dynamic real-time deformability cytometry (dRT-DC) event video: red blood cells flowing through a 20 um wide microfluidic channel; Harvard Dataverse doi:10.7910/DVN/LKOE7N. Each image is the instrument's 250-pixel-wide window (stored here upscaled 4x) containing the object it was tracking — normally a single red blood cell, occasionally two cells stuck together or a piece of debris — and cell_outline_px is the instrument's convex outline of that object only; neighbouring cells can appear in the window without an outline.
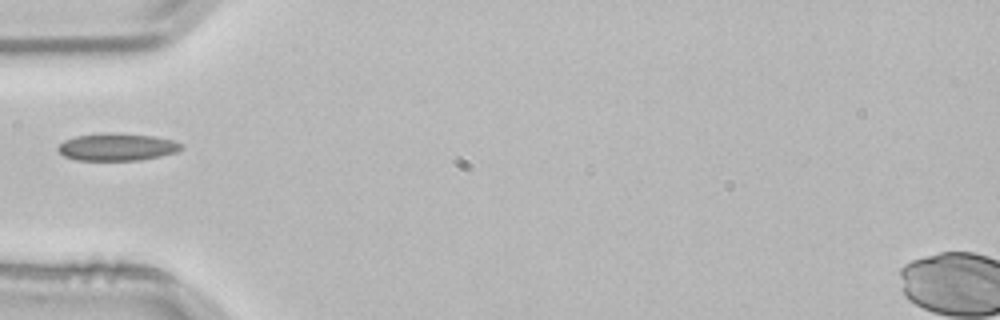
{"species": "common noctule bat (a hibernating species)", "species_latin": "Nyctalus noctula", "temperature_condition": "room temperature", "stored_images_in_passage": 1, "camera_frame_rate_fps": 3000, "um_per_image_px": 0.085, "animal": {"sex": "male", "body_mass_g": 21.5, "forearm_length_mm": 52.0}, "frame": {"image": 1, "passage_image": 1, "time_ms": 0.0, "image_size_px": [1000, 320], "cell_outline_px": [[184, 148], [176, 152], [160, 156], [140, 160], [76, 160], [64, 156], [56, 148], [64, 140], [76, 136], [112, 132], [152, 136], [172, 140], [184, 144]], "centroid_in_image_um": [9.96, 12.49], "position_along_channel_um": 75.0, "area_um2": 19.65}}